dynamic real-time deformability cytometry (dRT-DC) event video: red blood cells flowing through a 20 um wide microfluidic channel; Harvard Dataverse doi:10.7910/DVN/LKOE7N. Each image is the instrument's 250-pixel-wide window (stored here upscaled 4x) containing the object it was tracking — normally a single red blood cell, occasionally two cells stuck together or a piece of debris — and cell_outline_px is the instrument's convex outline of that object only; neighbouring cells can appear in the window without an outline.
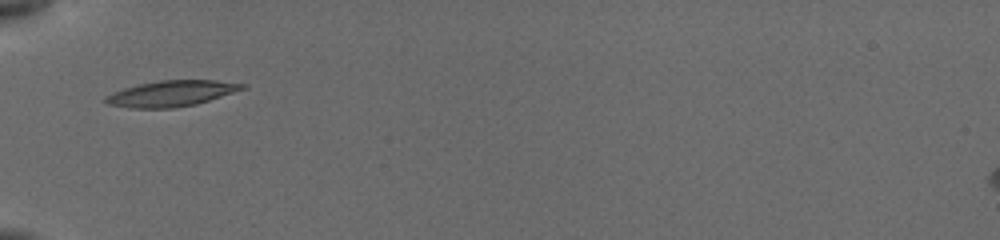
{"species": "common noctule bat (a hibernating species)", "species_latin": "Nyctalus noctula", "temperature_condition": "cold", "stored_images_in_passage": 56, "camera_frame_rate_fps": 3000, "um_per_image_px": 0.085, "animal": {"sex": "female", "body_mass_g": 19.5, "forearm_length_mm": 54.1}, "frame": {"image": 1, "passage_image": 1, "time_ms": 0.0, "image_size_px": [1000, 240], "cell_outline_px": [[248, 88], [196, 104], [172, 108], [128, 108], [108, 104], [100, 100], [104, 96], [112, 92], [124, 88], [140, 84], [160, 80], [216, 80], [248, 84]], "centroid_in_image_um": [14.56, 7.95], "position_along_channel_um": 70.4, "area_um2": 20.81}}
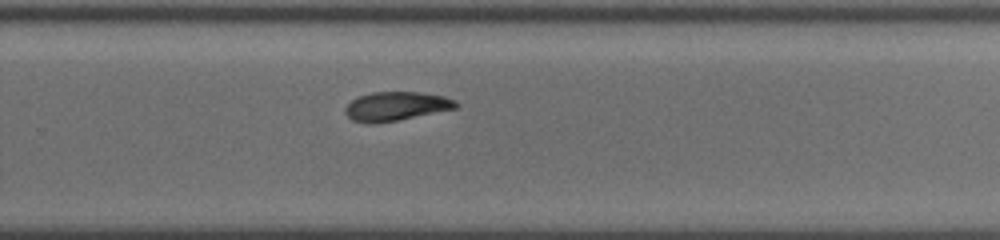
{"frame": {"image": 2, "passage_image": 30, "time_ms": 6.0, "image_size_px": [1000, 240], "cell_outline_px": [[460, 104], [456, 108], [396, 120], [352, 120], [344, 112], [344, 108], [356, 96], [372, 92], [420, 92], [444, 96], [456, 100]], "centroid_in_image_um": [33.72, 8.97], "position_along_channel_um": 296.1, "area_um2": 17.98}}
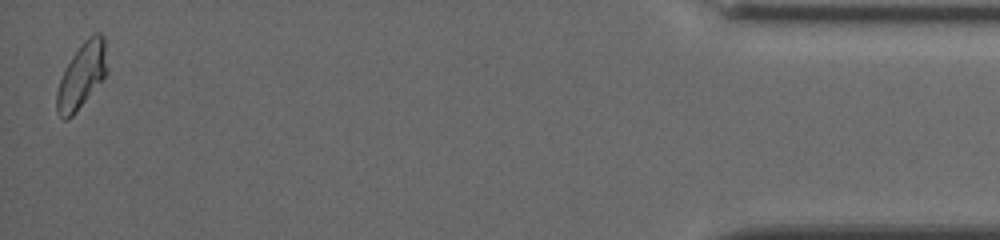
{"frame": {"image": 3, "passage_image": 55, "time_ms": 11.333, "image_size_px": [1000, 240], "cell_outline_px": [[108, 72], [72, 116], [68, 120], [64, 120], [56, 112], [56, 92], [60, 80], [72, 56], [84, 40], [88, 36], [96, 32], [100, 32], [104, 36]], "centroid_in_image_um": [6.95, 6.4], "position_along_channel_um": 428.2, "area_um2": 18.96}, "authors_computed_cell_mechanics": {"area_um2": 18.9873, "velocity_mm_per_s": 3.8352, "shape_relaxation_time_tau1_ms": 8.1529, "shape_relaxation_time_tau2_ms": 3.7241, "deformation_change_tau1": 0.1414, "deformation_change_tau2": 0.0861}}